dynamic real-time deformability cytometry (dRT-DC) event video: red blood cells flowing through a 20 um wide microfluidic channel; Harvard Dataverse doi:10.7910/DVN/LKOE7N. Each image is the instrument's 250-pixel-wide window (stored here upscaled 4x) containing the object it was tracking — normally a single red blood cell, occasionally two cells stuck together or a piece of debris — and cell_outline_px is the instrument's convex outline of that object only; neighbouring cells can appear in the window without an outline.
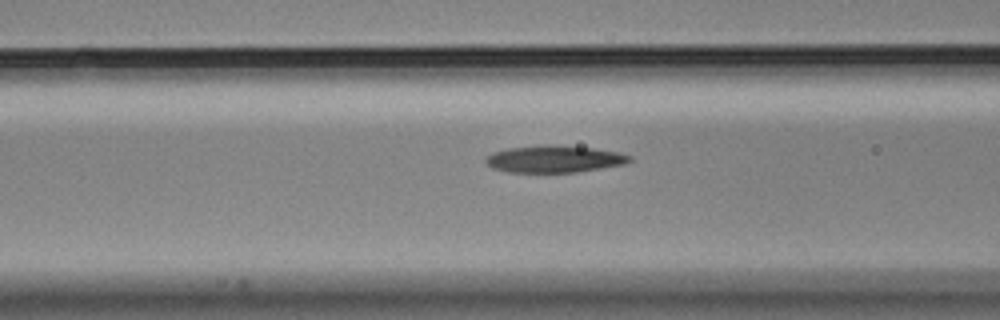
{"species": "Egyptian fruit bat (a non-hibernating species)", "species_latin": "Rousettus aegyptiacus", "temperature_condition": "cold", "stored_images_in_passage": 7, "segment_of_instrument_passage": [2, 2], "camera_frame_rate_fps": 3000, "um_per_image_px": 0.085, "animal": {"sex": "male"}, "frame": {"image": 1, "passage_image": 7, "time_ms": 2.0, "image_size_px": [1000, 320], "cell_outline_px": [[632, 160], [624, 164], [576, 172], [508, 172], [492, 168], [484, 160], [492, 152], [508, 148], [536, 144], [592, 148], [620, 152], [632, 156]], "centroid_in_image_um": [47.1, 13.51], "position_along_channel_um": 119.5, "area_um2": 22.6}}